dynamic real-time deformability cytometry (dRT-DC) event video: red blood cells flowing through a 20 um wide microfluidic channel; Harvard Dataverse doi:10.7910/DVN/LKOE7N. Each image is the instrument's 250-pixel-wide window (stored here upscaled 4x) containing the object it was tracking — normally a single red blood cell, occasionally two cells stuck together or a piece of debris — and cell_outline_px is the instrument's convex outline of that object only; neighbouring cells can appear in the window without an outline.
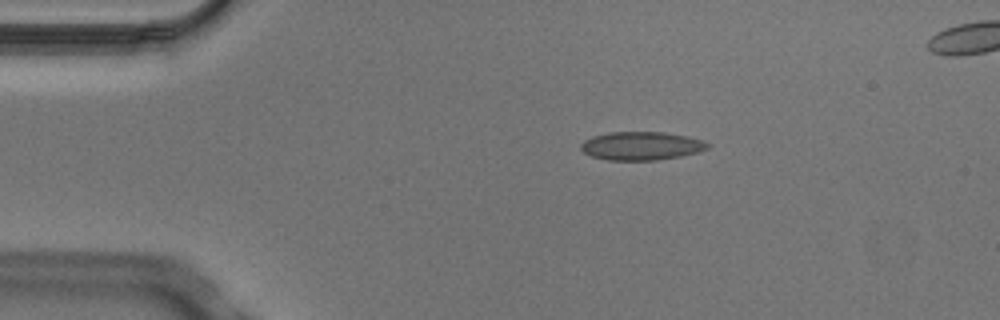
{"species": "Egyptian fruit bat (a non-hibernating species)", "species_latin": "Rousettus aegyptiacus", "temperature_condition": "cold", "stored_images_in_passage": 4, "camera_frame_rate_fps": 3000, "um_per_image_px": 0.085, "animal": {"sex": "male"}, "frame": {"image": 1, "passage_image": 2, "time_ms": 0.333, "image_size_px": [1000, 320], "cell_outline_px": [[712, 144], [708, 148], [696, 152], [680, 156], [656, 160], [608, 160], [592, 156], [584, 152], [580, 148], [580, 144], [584, 140], [592, 136], [608, 132], [664, 132], [688, 136], [704, 140]], "centroid_in_image_um": [54.52, 12.39], "position_along_channel_um": 30.5, "area_um2": 21.04}}